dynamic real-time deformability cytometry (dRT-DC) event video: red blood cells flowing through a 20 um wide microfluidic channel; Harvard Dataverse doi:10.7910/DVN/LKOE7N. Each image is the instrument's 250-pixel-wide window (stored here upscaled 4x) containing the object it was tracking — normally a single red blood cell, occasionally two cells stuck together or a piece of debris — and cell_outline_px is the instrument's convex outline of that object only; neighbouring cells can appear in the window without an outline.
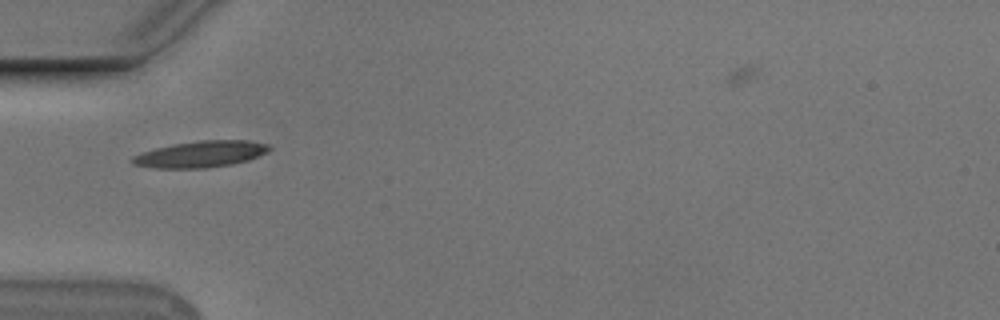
{"species": "Egyptian fruit bat (a non-hibernating species)", "species_latin": "Rousettus aegyptiacus", "temperature_condition": "cold", "stored_images_in_passage": 33, "camera_frame_rate_fps": 3000, "um_per_image_px": 0.085, "animal": {"sex": "male"}, "frame": {"image": 1, "passage_image": 1, "time_ms": 0.0, "image_size_px": [1000, 320], "cell_outline_px": [[272, 148], [268, 152], [260, 156], [248, 160], [232, 164], [208, 168], [152, 168], [132, 164], [128, 160], [132, 156], [156, 148], [172, 144], [200, 140], [248, 140], [268, 144]], "centroid_in_image_um": [17.07, 13.1], "position_along_channel_um": 67.9, "area_um2": 21.27}}
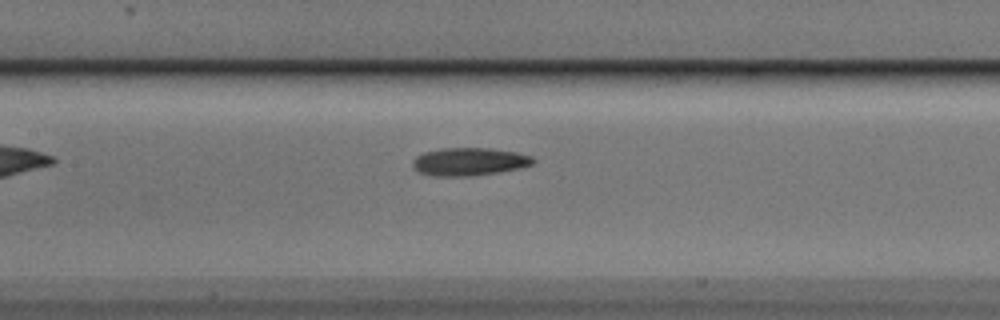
{"frame": {"image": 2, "passage_image": 9, "time_ms": 2.667, "image_size_px": [1000, 320], "cell_outline_px": [[536, 160], [532, 164], [520, 168], [500, 172], [468, 176], [432, 176], [420, 172], [412, 168], [412, 160], [416, 156], [424, 152], [440, 148], [492, 148], [516, 152], [532, 156]], "centroid_in_image_um": [39.87, 13.74], "position_along_channel_um": 167.5, "area_um2": 19.77}}
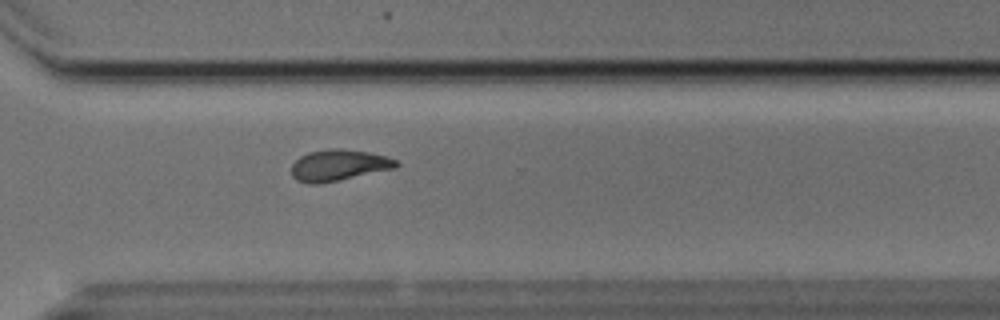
{"frame": {"image": 3, "passage_image": 23, "time_ms": 7.333, "image_size_px": [1000, 320], "cell_outline_px": [[400, 164], [396, 168], [320, 184], [308, 184], [296, 180], [292, 176], [292, 164], [300, 156], [308, 152], [332, 148], [368, 152], [388, 156], [396, 160]], "centroid_in_image_um": [28.79, 14.05], "position_along_channel_um": 341.8, "area_um2": 19.07}, "authors_computed_cell_mechanics": {"area_um2": 19.074, "velocity_mm_per_s": 3.7404, "shape_relaxation_time_tau1_ms": 8.4496, "shape_relaxation_time_tau2_ms": 5.5035, "deformation_change_tau1": 0.1952, "deformation_change_tau2": 0.1359}}